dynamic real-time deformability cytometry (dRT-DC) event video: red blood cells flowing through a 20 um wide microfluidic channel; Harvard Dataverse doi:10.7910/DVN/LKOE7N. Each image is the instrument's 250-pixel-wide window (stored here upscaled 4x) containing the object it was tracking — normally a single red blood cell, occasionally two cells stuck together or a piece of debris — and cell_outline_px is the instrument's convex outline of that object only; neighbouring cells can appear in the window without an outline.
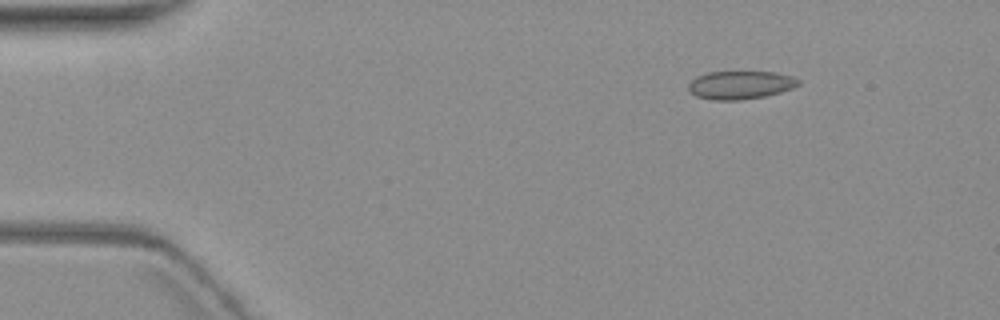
{"species": "common noctule bat (a hibernating species)", "species_latin": "Nyctalus noctula", "temperature_condition": "warm", "stored_images_in_passage": 4, "camera_frame_rate_fps": 3000, "um_per_image_px": 0.085, "animal": {"sex": "female", "body_mass_g": 19.3, "forearm_length_mm": 54.1}, "frame": {"image": 1, "passage_image": 2, "time_ms": 1.333, "image_size_px": [1000, 320], "cell_outline_px": [[800, 84], [792, 88], [780, 92], [764, 96], [740, 100], [712, 100], [696, 96], [688, 92], [688, 84], [696, 76], [708, 72], [776, 72], [792, 76], [800, 80]], "centroid_in_image_um": [62.91, 7.22], "position_along_channel_um": 22.1, "area_um2": 18.15}}